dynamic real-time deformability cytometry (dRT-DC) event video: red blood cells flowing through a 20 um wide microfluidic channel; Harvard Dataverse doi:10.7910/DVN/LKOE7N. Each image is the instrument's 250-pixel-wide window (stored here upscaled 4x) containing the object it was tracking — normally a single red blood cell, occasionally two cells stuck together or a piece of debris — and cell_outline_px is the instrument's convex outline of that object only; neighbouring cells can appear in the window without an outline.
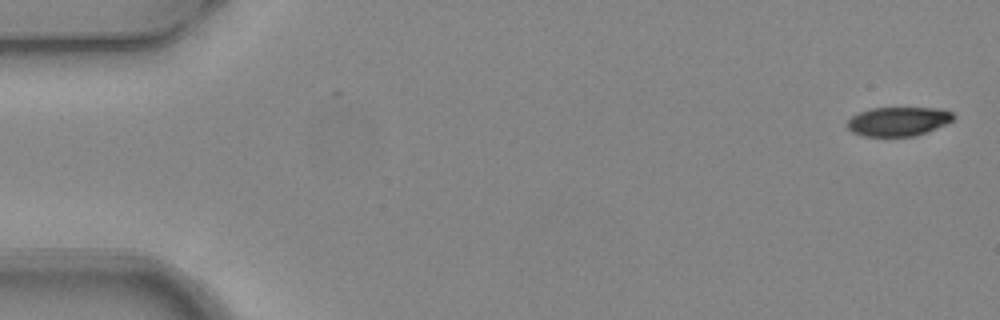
{"species": "common noctule bat (a hibernating species)", "species_latin": "Nyctalus noctula", "temperature_condition": "warm", "stored_images_in_passage": 5, "camera_frame_rate_fps": 3000, "um_per_image_px": 0.085, "animal": {"sex": "female", "body_mass_g": 24.6, "forearm_length_mm": 56.2}, "frame": {"image": 1, "passage_image": 1, "time_ms": 0.0, "image_size_px": [1000, 320], "cell_outline_px": [[956, 116], [952, 120], [944, 124], [924, 132], [912, 136], [864, 136], [852, 132], [848, 128], [848, 120], [852, 116], [860, 112], [872, 108], [940, 108], [952, 112]], "centroid_in_image_um": [76.34, 10.31], "position_along_channel_um": 8.7, "area_um2": 17.69}}
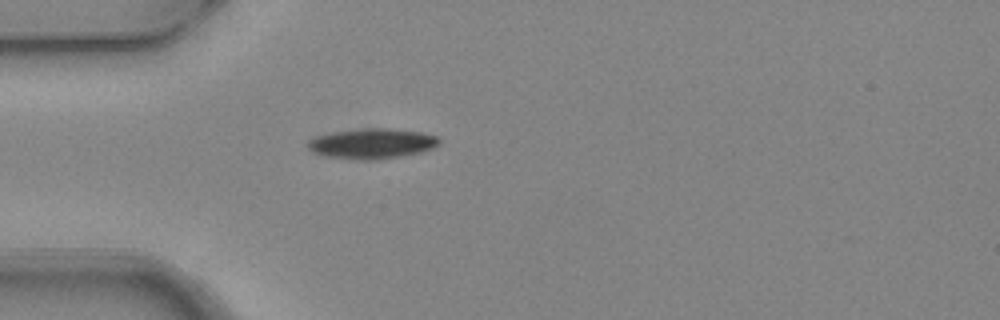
{"frame": {"image": 2, "passage_image": 5, "time_ms": 1.333, "image_size_px": [1000, 320], "cell_outline_px": [[440, 144], [432, 148], [420, 152], [400, 156], [372, 160], [364, 160], [328, 156], [312, 152], [308, 148], [308, 140], [316, 136], [332, 132], [364, 128], [392, 128], [420, 132], [440, 136]], "centroid_in_image_um": [31.65, 12.19], "position_along_channel_um": 53.4, "area_um2": 23.06}}